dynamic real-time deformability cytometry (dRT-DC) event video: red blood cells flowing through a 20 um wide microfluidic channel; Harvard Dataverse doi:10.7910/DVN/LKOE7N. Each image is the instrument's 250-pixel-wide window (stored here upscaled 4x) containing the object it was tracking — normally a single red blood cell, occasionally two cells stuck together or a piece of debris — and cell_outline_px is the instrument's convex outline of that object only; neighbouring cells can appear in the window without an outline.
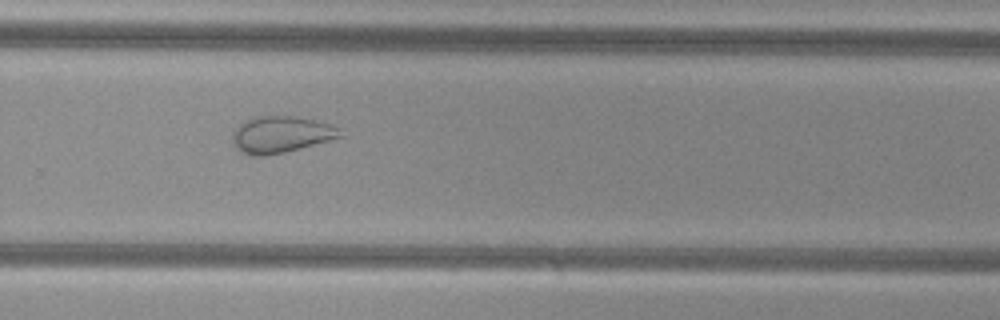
{"species": "common noctule bat (a hibernating species)", "species_latin": "Nyctalus noctula", "temperature_condition": "cold", "stored_images_in_passage": 40, "camera_frame_rate_fps": 3000, "um_per_image_px": 0.085, "animal": {"sex": "female", "body_mass_g": 29.2, "forearm_length_mm": 56.3}, "frame": {"image": 1, "passage_image": 23, "time_ms": 7.333, "image_size_px": [1000, 320], "cell_outline_px": [[348, 136], [284, 152], [264, 156], [252, 156], [240, 152], [232, 144], [232, 132], [244, 120], [256, 116], [296, 116], [316, 120], [340, 128]], "centroid_in_image_um": [23.91, 11.43], "position_along_channel_um": 305.9, "area_um2": 23.41}, "authors_computed_cell_mechanics": {"area_um2": 29.0445, "velocity_mm_per_s": 3.8155, "shape_relaxation_time_tau1_ms": null, "shape_relaxation_time_tau2_ms": 1.4732, "deformation_change_tau1": null, "deformation_change_tau2": 0.0796}}